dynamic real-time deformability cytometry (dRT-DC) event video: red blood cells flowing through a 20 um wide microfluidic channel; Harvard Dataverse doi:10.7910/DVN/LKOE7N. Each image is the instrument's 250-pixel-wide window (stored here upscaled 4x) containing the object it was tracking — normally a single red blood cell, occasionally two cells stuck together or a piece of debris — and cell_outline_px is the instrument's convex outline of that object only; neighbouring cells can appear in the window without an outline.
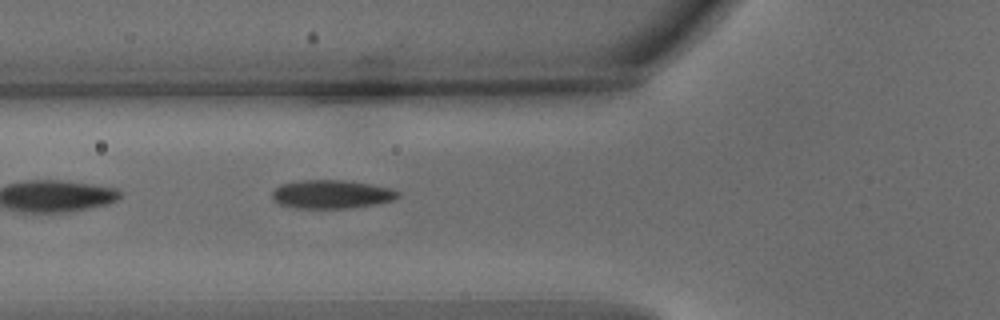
{"species": "common noctule bat (a hibernating species)", "species_latin": "Nyctalus noctula", "temperature_condition": "warm", "stored_images_in_passage": 6, "camera_frame_rate_fps": 3000, "um_per_image_px": 0.085, "animal": {"sex": "male", "body_mass_g": 15.6}, "frame": {"image": 1, "passage_image": 6, "time_ms": 1.667, "image_size_px": [1000, 320], "cell_outline_px": [[400, 196], [392, 200], [380, 204], [348, 208], [296, 208], [280, 204], [272, 200], [272, 192], [280, 184], [300, 180], [344, 180], [372, 184], [392, 188], [400, 192]], "centroid_in_image_um": [28.21, 16.51], "position_along_channel_um": 97.6, "area_um2": 21.15}}